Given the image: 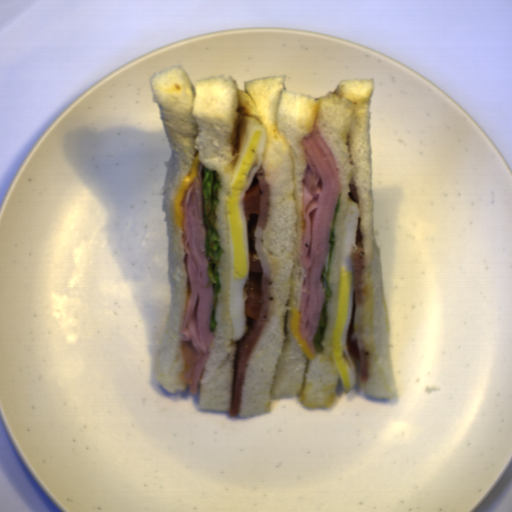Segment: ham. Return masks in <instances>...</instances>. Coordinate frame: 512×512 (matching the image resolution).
<instances>
[{
    "instance_id": "ham-1",
    "label": "ham",
    "mask_w": 512,
    "mask_h": 512,
    "mask_svg": "<svg viewBox=\"0 0 512 512\" xmlns=\"http://www.w3.org/2000/svg\"><path fill=\"white\" fill-rule=\"evenodd\" d=\"M307 166L303 187V218L299 258L305 282L301 294L300 334L308 348L319 328L324 285L322 272L326 262L331 228L339 206L341 187L335 157L322 133L314 124L313 133L302 142Z\"/></svg>"
},
{
    "instance_id": "ham-2",
    "label": "ham",
    "mask_w": 512,
    "mask_h": 512,
    "mask_svg": "<svg viewBox=\"0 0 512 512\" xmlns=\"http://www.w3.org/2000/svg\"><path fill=\"white\" fill-rule=\"evenodd\" d=\"M198 154L195 180L181 196V233L184 242V267L187 271L185 305L181 328L184 376L190 394L199 395V382L211 356L213 284L206 258L202 169Z\"/></svg>"
},
{
    "instance_id": "ham-3",
    "label": "ham",
    "mask_w": 512,
    "mask_h": 512,
    "mask_svg": "<svg viewBox=\"0 0 512 512\" xmlns=\"http://www.w3.org/2000/svg\"><path fill=\"white\" fill-rule=\"evenodd\" d=\"M360 219L361 215L357 223L355 247L350 253L353 308L345 346L354 366L355 381L361 382L368 375L369 364L361 335L364 308V248Z\"/></svg>"
}]
</instances>
